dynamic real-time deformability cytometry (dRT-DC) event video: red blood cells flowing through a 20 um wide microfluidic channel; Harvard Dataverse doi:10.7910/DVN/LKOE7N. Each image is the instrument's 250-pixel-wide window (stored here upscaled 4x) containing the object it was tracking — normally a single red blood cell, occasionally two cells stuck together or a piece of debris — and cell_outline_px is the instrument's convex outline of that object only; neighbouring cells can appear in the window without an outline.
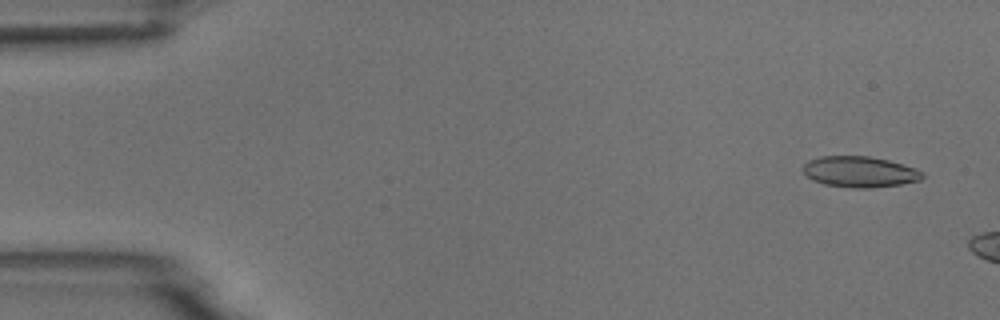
{"species": "common noctule bat (a hibernating species)", "species_latin": "Nyctalus noctula", "temperature_condition": "room temperature", "stored_images_in_passage": 3, "camera_frame_rate_fps": 3000, "um_per_image_px": 0.085, "animal": {"sex": "male", "body_mass_g": 18.8}, "frame": {"image": 1, "passage_image": 1, "time_ms": 0.0, "image_size_px": [1000, 320], "cell_outline_px": [[924, 176], [920, 180], [900, 184], [868, 188], [852, 188], [824, 184], [812, 180], [800, 168], [808, 160], [820, 156], [868, 156], [888, 160], [916, 168], [924, 172]], "centroid_in_image_um": [73.06, 14.6], "position_along_channel_um": 11.9, "area_um2": 21.56}}